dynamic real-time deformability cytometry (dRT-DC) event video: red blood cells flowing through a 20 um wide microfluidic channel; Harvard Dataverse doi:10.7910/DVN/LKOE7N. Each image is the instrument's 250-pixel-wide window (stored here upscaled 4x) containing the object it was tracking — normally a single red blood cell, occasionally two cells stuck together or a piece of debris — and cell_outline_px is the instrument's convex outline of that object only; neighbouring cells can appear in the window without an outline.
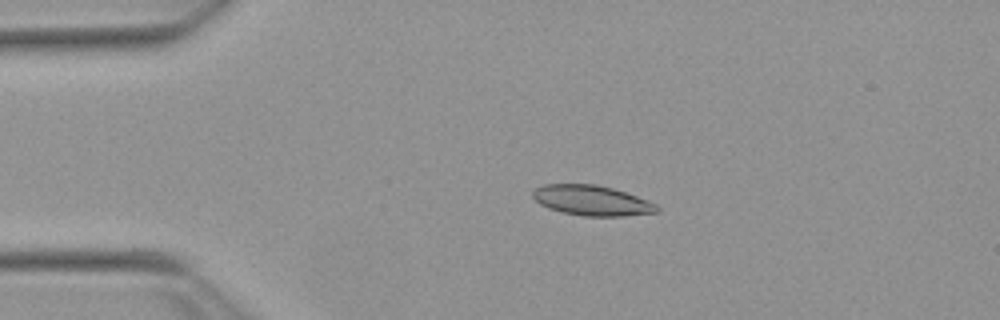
{"species": "Egyptian fruit bat (a non-hibernating species)", "species_latin": "Rousettus aegyptiacus", "temperature_condition": "warm", "stored_images_in_passage": 22, "camera_frame_rate_fps": 3000, "um_per_image_px": 0.085, "animal": {"sex": "female"}, "frame": {"image": 1, "passage_image": 1, "time_ms": 0.0, "image_size_px": [1000, 320], "cell_outline_px": [[660, 208], [656, 212], [624, 216], [584, 216], [560, 212], [548, 208], [540, 204], [532, 196], [532, 192], [536, 188], [544, 184], [596, 184], [612, 188], [636, 196], [656, 204]], "centroid_in_image_um": [50.27, 17.04], "position_along_channel_um": 34.7, "area_um2": 21.73}}
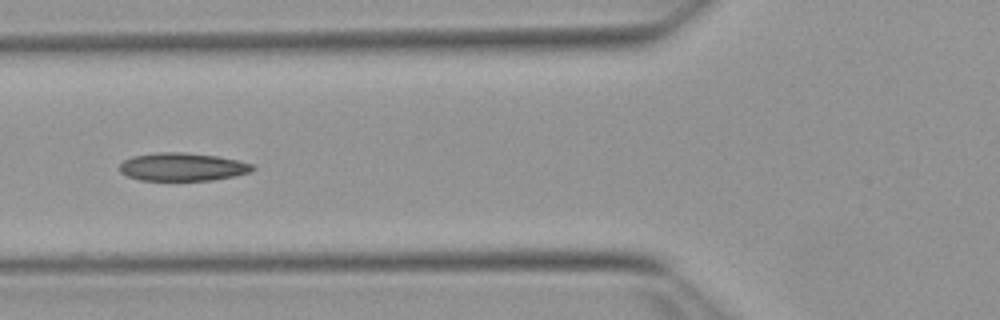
{"frame": {"image": 2, "passage_image": 10, "time_ms": 3.0, "image_size_px": [1000, 320], "cell_outline_px": [[256, 168], [248, 172], [236, 176], [212, 180], [140, 180], [128, 176], [120, 172], [120, 164], [124, 160], [132, 156], [156, 152], [184, 152], [216, 156], [236, 160], [252, 164]], "centroid_in_image_um": [15.49, 14.18], "position_along_channel_um": 110.3, "area_um2": 21.68}}
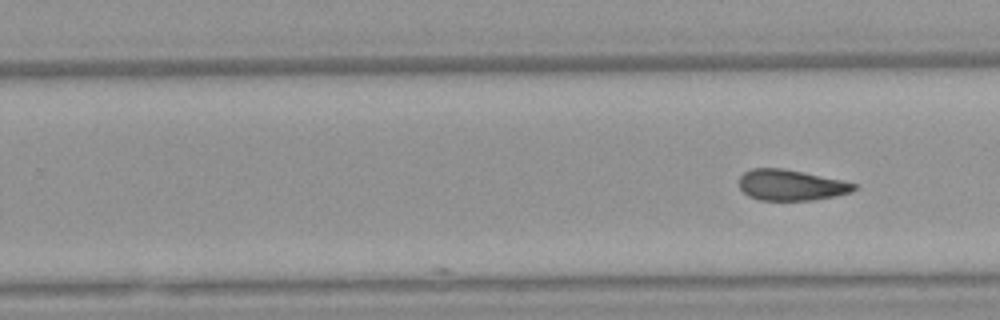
{"frame": {"image": 3, "passage_image": 22, "time_ms": 7.0, "image_size_px": [1000, 320], "cell_outline_px": [[856, 188], [852, 192], [836, 196], [812, 200], [760, 200], [748, 196], [740, 188], [740, 176], [744, 172], [752, 168], [784, 168], [804, 172], [840, 180], [856, 184]], "centroid_in_image_um": [67.22, 15.73], "position_along_channel_um": 262.6, "area_um2": 20.58}}